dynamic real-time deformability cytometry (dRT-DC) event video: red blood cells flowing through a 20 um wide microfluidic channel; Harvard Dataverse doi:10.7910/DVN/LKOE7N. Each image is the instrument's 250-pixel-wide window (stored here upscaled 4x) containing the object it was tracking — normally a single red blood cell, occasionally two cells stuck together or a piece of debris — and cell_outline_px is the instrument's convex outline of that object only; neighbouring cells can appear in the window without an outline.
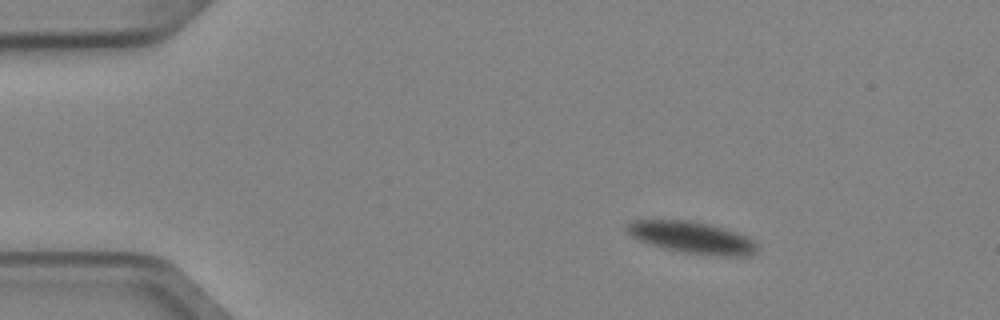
{"species": "Egyptian fruit bat (a non-hibernating species)", "species_latin": "Rousettus aegyptiacus", "temperature_condition": "cold", "stored_images_in_passage": 3, "camera_frame_rate_fps": 3000, "um_per_image_px": 0.085, "animal": {"sex": "female"}, "frame": {"image": 1, "passage_image": 1, "time_ms": 0.0, "image_size_px": [1000, 320], "cell_outline_px": [[760, 244], [756, 252], [748, 256], [724, 256], [688, 252], [664, 248], [640, 240], [632, 236], [628, 232], [628, 224], [632, 220], [688, 220], [708, 224], [724, 228], [748, 236]], "centroid_in_image_um": [58.91, 20.18], "position_along_channel_um": 26.1, "area_um2": 23.81}}